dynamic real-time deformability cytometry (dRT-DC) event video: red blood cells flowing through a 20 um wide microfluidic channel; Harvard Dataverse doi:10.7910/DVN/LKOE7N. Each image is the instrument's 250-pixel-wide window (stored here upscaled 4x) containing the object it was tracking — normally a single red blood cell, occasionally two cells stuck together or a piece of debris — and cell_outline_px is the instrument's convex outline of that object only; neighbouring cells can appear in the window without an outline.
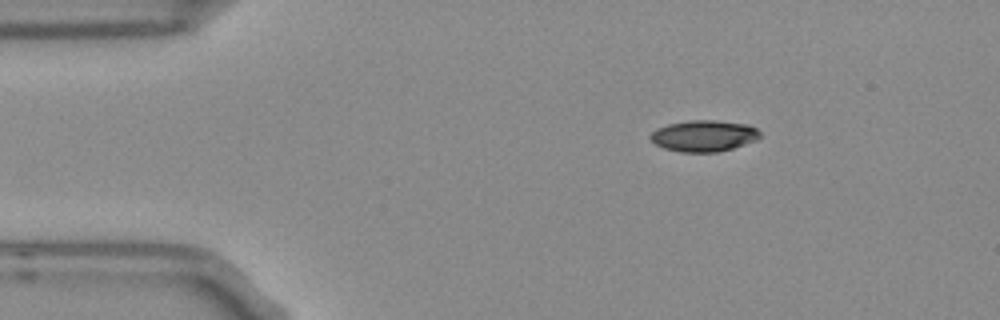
{"species": "Egyptian fruit bat (a non-hibernating species)", "species_latin": "Rousettus aegyptiacus", "temperature_condition": "room temperature", "stored_images_in_passage": 46, "camera_frame_rate_fps": 3000, "um_per_image_px": 0.085, "frame": {"image": 1, "passage_image": 1, "time_ms": 0.0, "image_size_px": [1000, 320], "cell_outline_px": [[760, 136], [756, 140], [732, 148], [716, 152], [680, 152], [664, 148], [656, 144], [648, 136], [656, 128], [668, 124], [692, 120], [712, 120], [748, 124], [756, 128], [760, 132]], "centroid_in_image_um": [59.81, 11.54], "position_along_channel_um": 25.2, "area_um2": 19.88}}
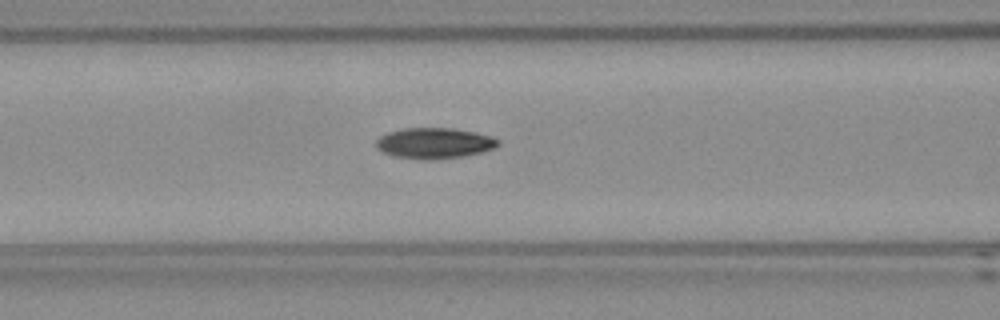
{"frame": {"image": 2, "passage_image": 14, "time_ms": 4.333, "image_size_px": [1000, 320], "cell_outline_px": [[500, 144], [492, 148], [480, 152], [460, 156], [396, 156], [384, 152], [376, 148], [376, 140], [380, 136], [388, 132], [404, 128], [452, 128], [476, 132], [492, 136], [500, 140]], "centroid_in_image_um": [36.94, 12.09], "position_along_channel_um": 129.7, "area_um2": 20.69}}
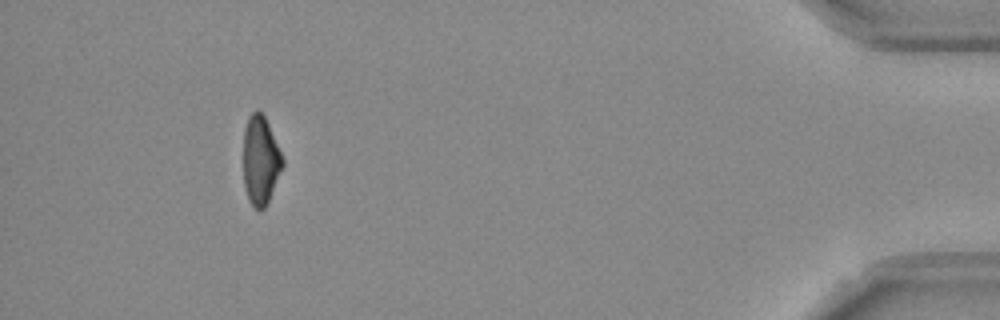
{"frame": {"image": 3, "passage_image": 42, "time_ms": 13.667, "image_size_px": [1000, 320], "cell_outline_px": [[284, 164], [268, 204], [264, 208], [256, 208], [248, 200], [244, 188], [244, 128], [248, 116], [256, 108], [264, 116], [268, 124], [284, 160]], "centroid_in_image_um": [22.14, 13.64], "position_along_channel_um": 413.1, "area_um2": 20.29}, "authors_computed_cell_mechanics": {"area_um2": 21.0103, "velocity_mm_per_s": 3.7767, "shape_relaxation_time_tau1_ms": 6.7096, "shape_relaxation_time_tau2_ms": 5.8239, "deformation_change_tau1": 0.1885, "deformation_change_tau2": 0.1074}}